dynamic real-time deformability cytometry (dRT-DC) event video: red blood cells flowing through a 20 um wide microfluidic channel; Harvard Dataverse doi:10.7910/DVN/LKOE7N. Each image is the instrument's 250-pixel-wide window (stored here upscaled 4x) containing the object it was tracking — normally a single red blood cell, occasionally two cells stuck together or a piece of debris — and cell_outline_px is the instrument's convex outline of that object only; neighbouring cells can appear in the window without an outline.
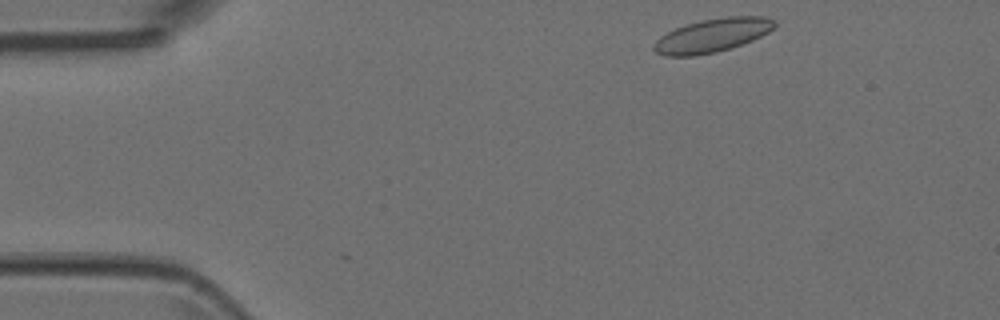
{"species": "Egyptian fruit bat (a non-hibernating species)", "species_latin": "Rousettus aegyptiacus", "temperature_condition": "room temperature", "stored_images_in_passage": 3, "camera_frame_rate_fps": 3000, "um_per_image_px": 0.085, "animal": {"sex": "female"}, "frame": {"image": 1, "passage_image": 1, "time_ms": 0.0, "image_size_px": [1000, 320], "cell_outline_px": [[776, 24], [768, 32], [752, 40], [716, 52], [696, 56], [664, 56], [656, 52], [652, 48], [652, 44], [660, 36], [676, 28], [700, 20], [728, 16], [764, 16], [776, 20]], "centroid_in_image_um": [60.52, 3.01], "position_along_channel_um": 24.5, "area_um2": 23.52}}